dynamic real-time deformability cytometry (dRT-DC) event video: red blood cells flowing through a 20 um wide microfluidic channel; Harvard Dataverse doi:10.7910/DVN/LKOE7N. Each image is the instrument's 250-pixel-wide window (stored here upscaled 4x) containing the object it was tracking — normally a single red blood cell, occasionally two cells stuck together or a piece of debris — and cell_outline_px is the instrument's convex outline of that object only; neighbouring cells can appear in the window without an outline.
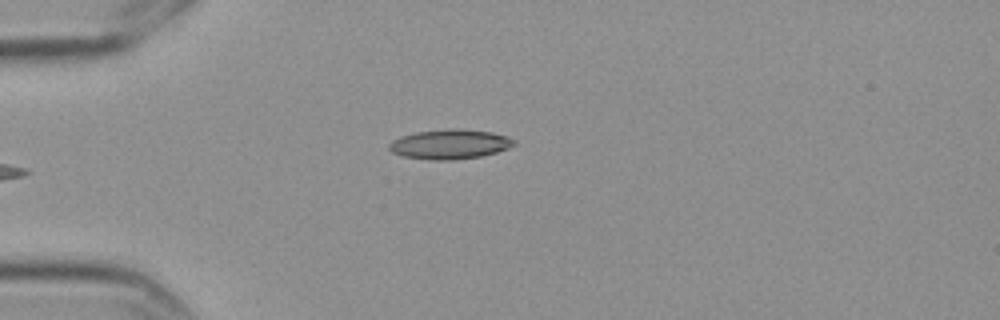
{"species": "Egyptian fruit bat (a non-hibernating species)", "species_latin": "Rousettus aegyptiacus", "temperature_condition": "cold", "stored_images_in_passage": 5, "camera_frame_rate_fps": 3000, "um_per_image_px": 0.085, "frame": {"image": 1, "passage_image": 5, "time_ms": 1.333, "image_size_px": [1000, 320], "cell_outline_px": [[516, 144], [508, 148], [496, 152], [480, 156], [452, 160], [428, 160], [404, 156], [392, 152], [388, 148], [388, 144], [392, 140], [400, 136], [416, 132], [452, 128], [460, 128], [492, 132], [508, 136], [516, 140]], "centroid_in_image_um": [38.24, 12.25], "position_along_channel_um": 46.8, "area_um2": 21.73}}